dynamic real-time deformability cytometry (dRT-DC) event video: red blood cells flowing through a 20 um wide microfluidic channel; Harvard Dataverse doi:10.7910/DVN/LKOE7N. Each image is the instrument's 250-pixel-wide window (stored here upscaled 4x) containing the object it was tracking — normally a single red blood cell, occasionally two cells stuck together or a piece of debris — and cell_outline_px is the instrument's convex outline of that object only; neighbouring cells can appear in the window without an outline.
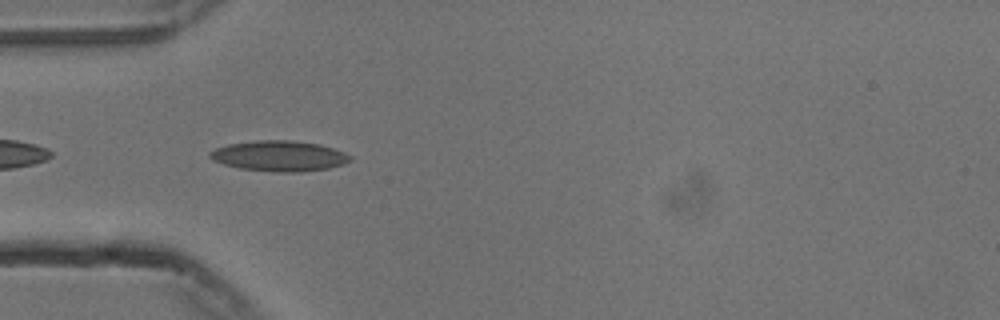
{"species": "common noctule bat (a hibernating species)", "species_latin": "Nyctalus noctula", "temperature_condition": "cold", "stored_images_in_passage": 40, "camera_frame_rate_fps": 3000, "um_per_image_px": 0.085, "animal": {"sex": "male", "body_mass_g": 13.3}, "frame": {"image": 1, "passage_image": 2, "time_ms": 0.333, "image_size_px": [1000, 320], "cell_outline_px": [[352, 160], [344, 164], [328, 168], [300, 172], [272, 172], [240, 168], [224, 164], [212, 160], [208, 156], [208, 152], [216, 148], [228, 144], [256, 140], [292, 140], [320, 144], [344, 152], [352, 156]], "centroid_in_image_um": [23.73, 13.25], "position_along_channel_um": 61.3, "area_um2": 25.09}}
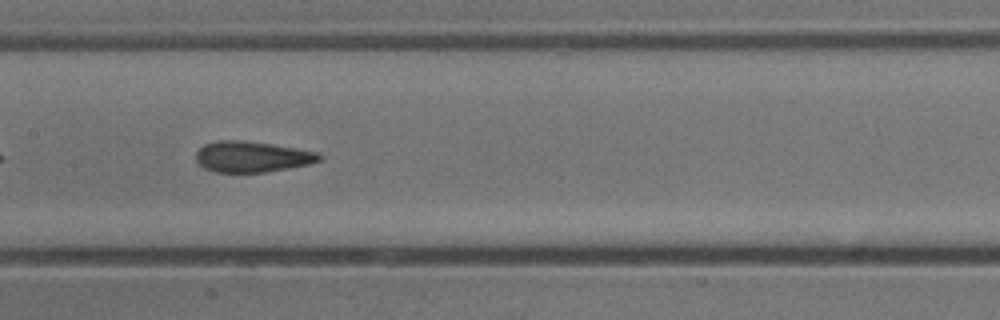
{"frame": {"image": 2, "passage_image": 12, "time_ms": 3.667, "image_size_px": [1000, 320], "cell_outline_px": [[324, 156], [320, 160], [308, 164], [288, 168], [264, 172], [212, 172], [204, 168], [196, 160], [196, 152], [204, 144], [216, 140], [244, 140], [272, 144], [320, 152]], "centroid_in_image_um": [21.42, 13.31], "position_along_channel_um": 186.0, "area_um2": 22.31}}
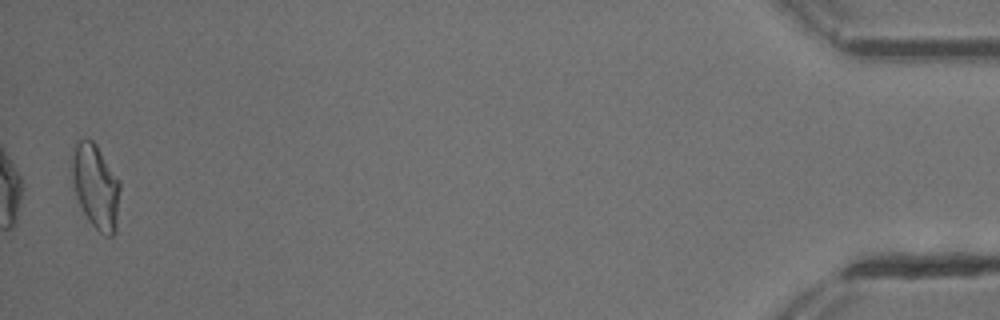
{"frame": {"image": 3, "passage_image": 39, "time_ms": 12.667, "image_size_px": [1000, 320], "cell_outline_px": [[120, 188], [116, 228], [112, 236], [104, 236], [88, 220], [76, 196], [72, 180], [72, 148], [84, 136], [92, 140], [96, 144], [120, 180]], "centroid_in_image_um": [8.14, 15.81], "position_along_channel_um": 427.1, "area_um2": 23.7}, "authors_computed_cell_mechanics": {"area_um2": 22.3686, "velocity_mm_per_s": 3.7535, "shape_relaxation_time_tau1_ms": 7.6659, "shape_relaxation_time_tau2_ms": 1.4983, "deformation_change_tau1": 0.1631, "deformation_change_tau2": 0.0829}}